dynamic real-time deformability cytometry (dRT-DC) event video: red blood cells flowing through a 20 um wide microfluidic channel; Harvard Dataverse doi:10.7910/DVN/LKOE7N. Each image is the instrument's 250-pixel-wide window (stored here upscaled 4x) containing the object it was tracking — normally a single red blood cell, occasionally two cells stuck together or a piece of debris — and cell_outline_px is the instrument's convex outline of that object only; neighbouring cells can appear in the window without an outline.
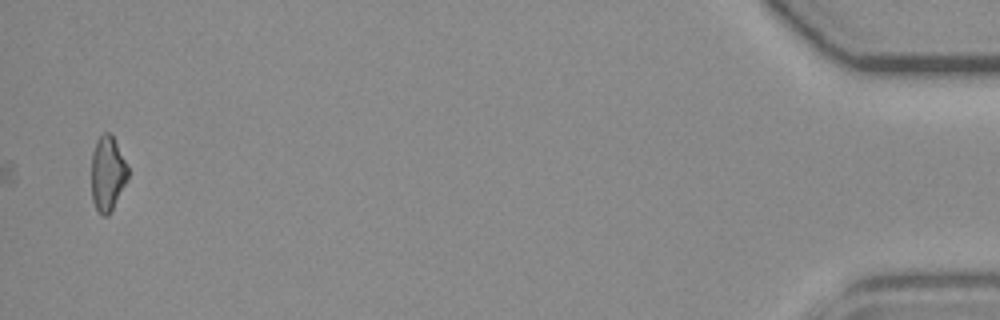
{"species": "common noctule bat (a hibernating species)", "species_latin": "Nyctalus noctula", "temperature_condition": "room temperature", "stored_images_in_passage": 47, "camera_frame_rate_fps": 3000, "um_per_image_px": 0.085, "animal": {"sex": "female", "body_mass_g": 19.3, "forearm_length_mm": 54.1}, "frame": {"image": 1, "passage_image": 47, "time_ms": 15.333, "image_size_px": [1000, 320], "cell_outline_px": [[128, 176], [108, 216], [100, 216], [92, 200], [92, 152], [96, 140], [104, 132], [108, 132], [112, 136], [128, 164]], "centroid_in_image_um": [9.12, 14.74], "position_along_channel_um": 426.1, "area_um2": 15.72}}